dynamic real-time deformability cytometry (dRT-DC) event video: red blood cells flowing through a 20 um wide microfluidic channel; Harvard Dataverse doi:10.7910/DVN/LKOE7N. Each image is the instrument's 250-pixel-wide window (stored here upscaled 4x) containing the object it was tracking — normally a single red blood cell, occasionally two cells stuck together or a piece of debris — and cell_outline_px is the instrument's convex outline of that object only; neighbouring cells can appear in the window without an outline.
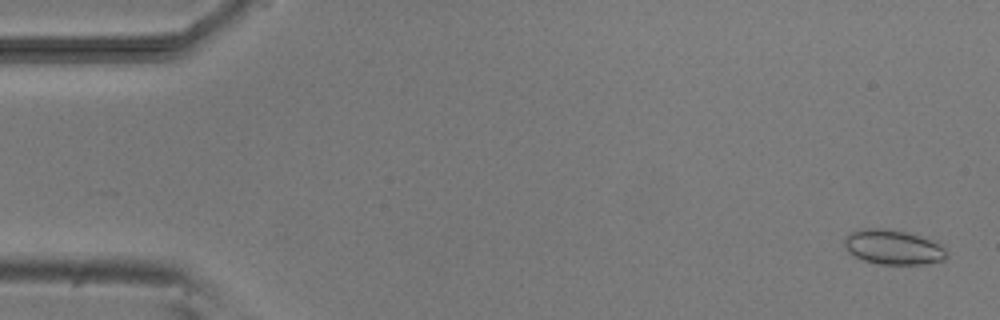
{"species": "common noctule bat (a hibernating species)", "species_latin": "Nyctalus noctula", "temperature_condition": "room temperature", "stored_images_in_passage": 54, "camera_frame_rate_fps": 3000, "um_per_image_px": 0.085, "animal": {"sex": "male", "body_mass_g": 20.5, "forearm_length_mm": 52.5}, "frame": {"image": 1, "passage_image": 2, "time_ms": 0.333, "image_size_px": [1000, 320], "cell_outline_px": [[948, 256], [944, 260], [924, 264], [880, 264], [864, 260], [848, 252], [844, 244], [844, 240], [852, 232], [860, 228], [888, 228], [908, 232], [920, 236], [940, 244], [948, 252]], "centroid_in_image_um": [75.94, 21.0], "position_along_channel_um": 9.1, "area_um2": 20.69}}
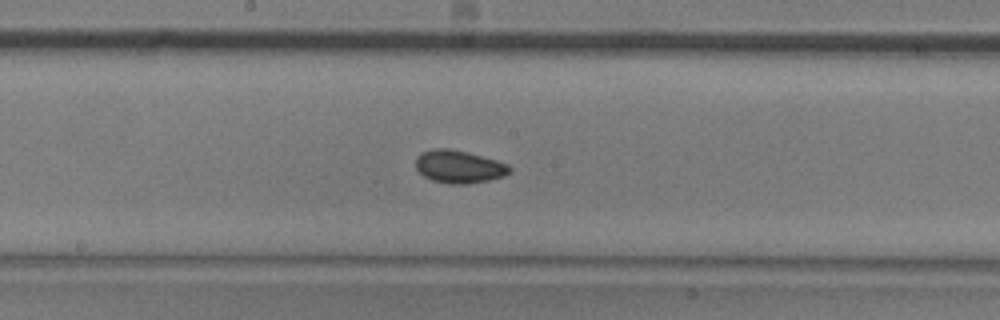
{"frame": {"image": 2, "passage_image": 28, "time_ms": 9.0, "image_size_px": [1000, 320], "cell_outline_px": [[512, 172], [504, 176], [488, 180], [468, 184], [448, 184], [432, 180], [424, 176], [416, 168], [416, 156], [420, 152], [432, 148], [448, 148], [496, 160], [508, 164], [512, 168]], "centroid_in_image_um": [39.0, 14.17], "position_along_channel_um": 209.2, "area_um2": 17.98}}
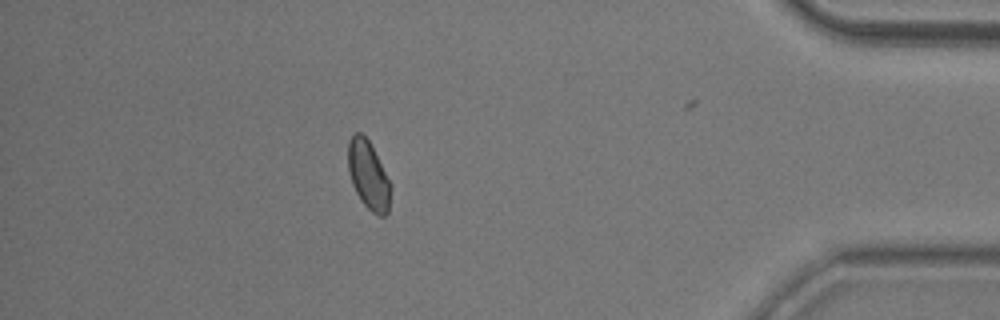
{"frame": {"image": 3, "passage_image": 47, "time_ms": 15.333, "image_size_px": [1000, 320], "cell_outline_px": [[392, 188], [388, 212], [384, 216], [380, 216], [372, 212], [360, 200], [352, 184], [348, 172], [348, 140], [356, 132], [360, 132], [368, 140], [392, 184]], "centroid_in_image_um": [31.32, 14.91], "position_along_channel_um": 403.9, "area_um2": 17.05}, "authors_computed_cell_mechanics": {"area_um2": 17.3978, "velocity_mm_per_s": 3.7944, "shape_relaxation_time_tau1_ms": 3.5214, "shape_relaxation_time_tau2_ms": 4.071, "deformation_change_tau1": 0.0551, "deformation_change_tau2": 0.0562}}